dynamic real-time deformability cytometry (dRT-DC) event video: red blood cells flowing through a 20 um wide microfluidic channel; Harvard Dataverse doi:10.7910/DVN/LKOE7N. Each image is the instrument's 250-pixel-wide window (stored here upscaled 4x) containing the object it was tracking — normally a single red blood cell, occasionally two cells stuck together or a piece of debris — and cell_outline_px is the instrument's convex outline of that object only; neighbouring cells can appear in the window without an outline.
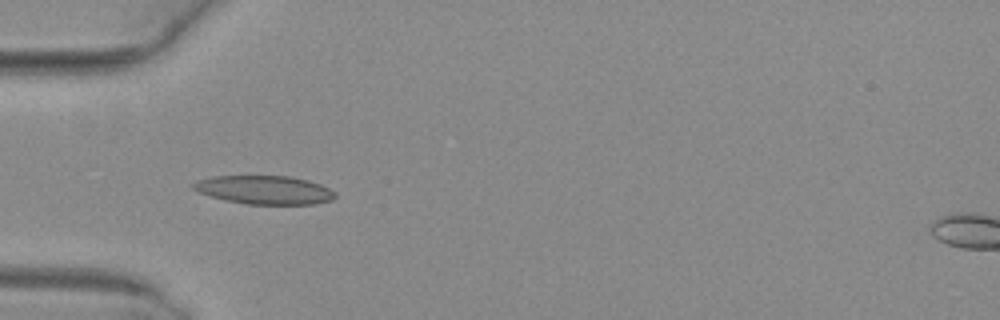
{"species": "common noctule bat (a hibernating species)", "species_latin": "Nyctalus noctula", "temperature_condition": "warm", "stored_images_in_passage": 36, "camera_frame_rate_fps": 3000, "um_per_image_px": 0.085, "animal": {"sex": "female", "body_mass_g": 29.2, "forearm_length_mm": 56.3}, "frame": {"image": 1, "passage_image": 1, "time_ms": 0.0, "image_size_px": [1000, 320], "cell_outline_px": [[336, 196], [332, 200], [312, 204], [244, 204], [224, 200], [196, 192], [192, 188], [192, 184], [196, 180], [212, 176], [288, 176], [308, 180], [320, 184], [336, 192]], "centroid_in_image_um": [22.44, 16.14], "position_along_channel_um": 62.6, "area_um2": 23.76}}
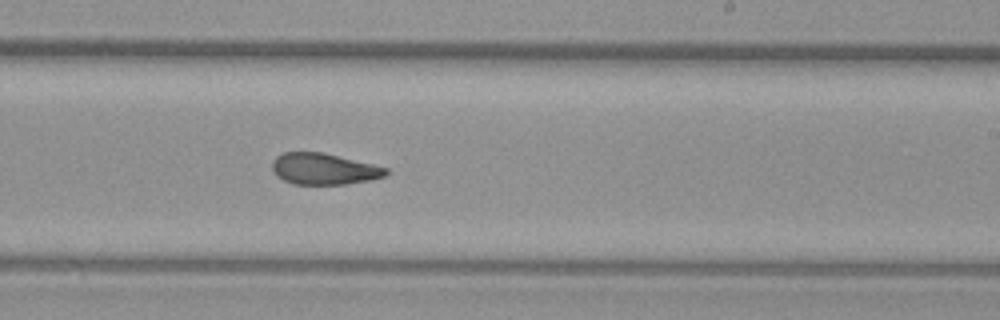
{"frame": {"image": 2, "passage_image": 16, "time_ms": 5.0, "image_size_px": [1000, 320], "cell_outline_px": [[388, 172], [384, 176], [372, 180], [348, 184], [292, 184], [276, 176], [272, 172], [272, 160], [276, 156], [284, 152], [324, 152], [388, 168]], "centroid_in_image_um": [27.5, 14.36], "position_along_channel_um": 261.5, "area_um2": 20.92}}
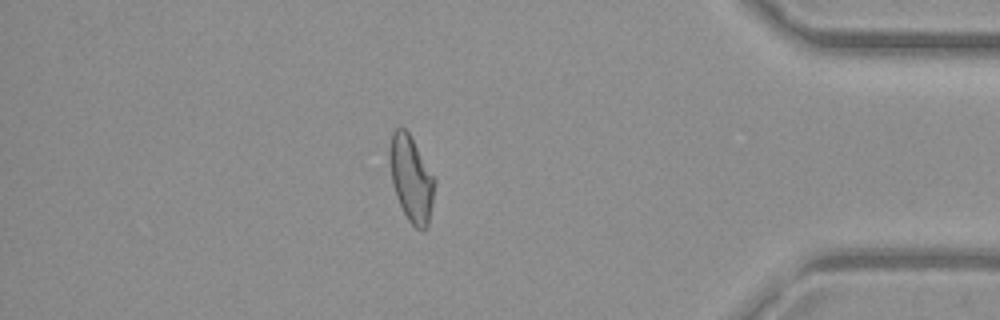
{"frame": {"image": 3, "passage_image": 29, "time_ms": 9.333, "image_size_px": [1000, 320], "cell_outline_px": [[436, 180], [432, 204], [428, 224], [424, 228], [416, 228], [408, 220], [396, 196], [392, 184], [388, 160], [388, 148], [392, 132], [396, 128], [404, 128], [408, 132]], "centroid_in_image_um": [34.92, 15.15], "position_along_channel_um": 400.3, "area_um2": 22.37}, "authors_computed_cell_mechanics": {"area_um2": 22.1663, "velocity_mm_per_s": 4.0309, "shape_relaxation_time_tau1_ms": null, "shape_relaxation_time_tau2_ms": 3.2231, "deformation_change_tau1": null, "deformation_change_tau2": 0.1005}}